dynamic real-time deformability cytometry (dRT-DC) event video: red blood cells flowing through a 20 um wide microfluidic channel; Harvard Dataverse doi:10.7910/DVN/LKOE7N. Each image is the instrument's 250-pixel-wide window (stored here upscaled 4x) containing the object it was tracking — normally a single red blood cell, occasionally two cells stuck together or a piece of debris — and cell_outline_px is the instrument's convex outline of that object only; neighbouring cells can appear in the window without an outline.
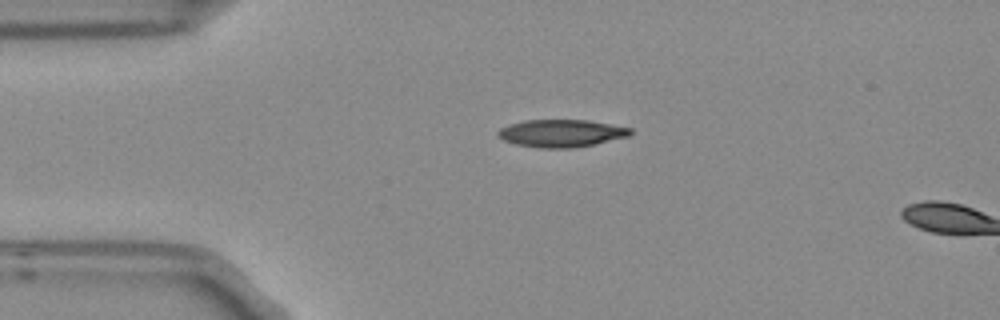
{"species": "Egyptian fruit bat (a non-hibernating species)", "species_latin": "Rousettus aegyptiacus", "temperature_condition": "room temperature", "stored_images_in_passage": 2, "segment_of_instrument_passage": [1, 2], "camera_frame_rate_fps": 3000, "um_per_image_px": 0.085, "frame": {"image": 1, "passage_image": 1, "time_ms": 0.0, "image_size_px": [1000, 320], "cell_outline_px": [[632, 132], [628, 136], [576, 148], [540, 148], [516, 144], [504, 140], [496, 136], [496, 132], [500, 128], [524, 120], [588, 120], [632, 128]], "centroid_in_image_um": [47.69, 11.33], "position_along_channel_um": 37.3, "area_um2": 21.15}}